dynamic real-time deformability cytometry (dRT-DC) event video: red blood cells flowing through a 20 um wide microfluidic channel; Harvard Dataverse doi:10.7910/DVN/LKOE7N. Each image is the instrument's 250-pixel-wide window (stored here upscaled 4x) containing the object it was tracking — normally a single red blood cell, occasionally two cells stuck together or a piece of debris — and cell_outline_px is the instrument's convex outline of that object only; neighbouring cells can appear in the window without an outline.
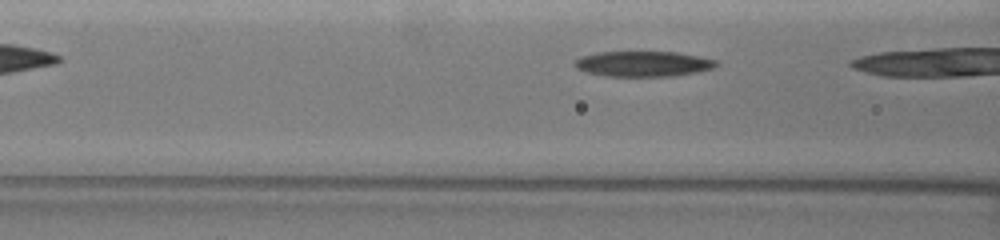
{"species": "common noctule bat (a hibernating species)", "species_latin": "Nyctalus noctula", "temperature_condition": "warm", "stored_images_in_passage": 7, "camera_frame_rate_fps": 3000, "um_per_image_px": 0.085, "animal": {"sex": "female", "body_mass_g": 19.5, "forearm_length_mm": 54.1}, "frame": {"image": 1, "passage_image": 6, "time_ms": 1.667, "image_size_px": [1000, 240], "cell_outline_px": [[720, 64], [712, 68], [696, 72], [672, 76], [604, 76], [584, 72], [576, 68], [572, 64], [572, 60], [580, 56], [596, 52], [676, 52], [700, 56], [716, 60]], "centroid_in_image_um": [54.6, 5.42], "position_along_channel_um": 112.0, "area_um2": 21.21}}